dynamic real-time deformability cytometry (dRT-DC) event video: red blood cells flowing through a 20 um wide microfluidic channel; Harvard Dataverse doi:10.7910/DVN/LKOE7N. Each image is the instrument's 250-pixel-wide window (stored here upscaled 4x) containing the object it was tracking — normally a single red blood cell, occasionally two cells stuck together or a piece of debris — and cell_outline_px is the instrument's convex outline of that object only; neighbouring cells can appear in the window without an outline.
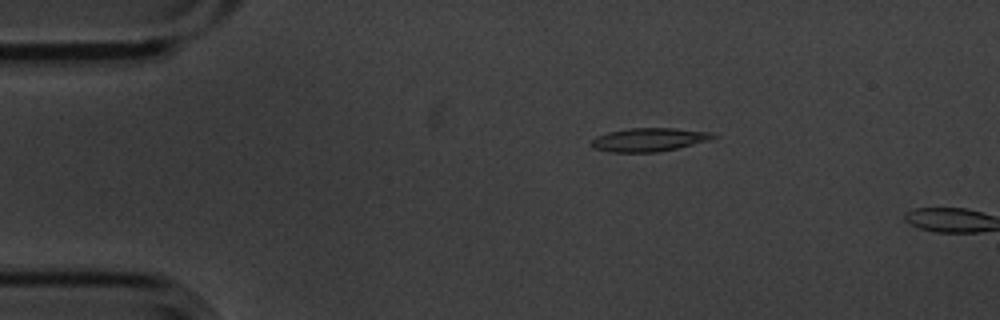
{"species": "common noctule bat (a hibernating species)", "species_latin": "Nyctalus noctula", "temperature_condition": "cold", "stored_images_in_passage": 4, "camera_frame_rate_fps": 3000, "um_per_image_px": 0.085, "animal": {"sex": "male", "body_mass_g": 20.1, "forearm_length_mm": 53.5}, "frame": {"image": 1, "passage_image": 3, "time_ms": 0.667, "image_size_px": [1000, 320], "cell_outline_px": [[720, 136], [708, 140], [676, 148], [656, 152], [608, 152], [592, 148], [588, 144], [596, 136], [608, 132], [628, 128], [676, 128], [712, 132]], "centroid_in_image_um": [55.12, 11.86], "position_along_channel_um": 29.9, "area_um2": 16.76}}